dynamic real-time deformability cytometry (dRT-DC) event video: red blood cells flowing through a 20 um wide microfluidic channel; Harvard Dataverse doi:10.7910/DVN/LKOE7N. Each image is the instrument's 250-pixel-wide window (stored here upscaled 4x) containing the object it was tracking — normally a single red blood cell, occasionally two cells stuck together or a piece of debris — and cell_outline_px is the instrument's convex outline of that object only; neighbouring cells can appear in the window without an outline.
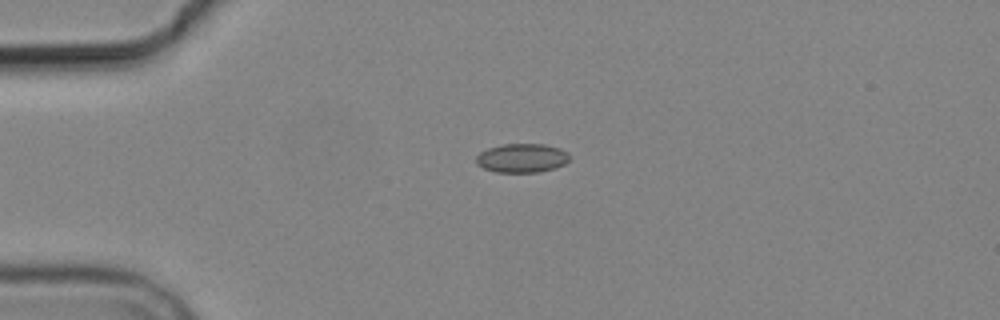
{"species": "common noctule bat (a hibernating species)", "species_latin": "Nyctalus noctula", "temperature_condition": "cold", "stored_images_in_passage": 3, "camera_frame_rate_fps": 3000, "um_per_image_px": 0.085, "animal": {"sex": "male", "body_mass_g": 19.2, "forearm_length_mm": 51.8}, "frame": {"image": 1, "passage_image": 1, "time_ms": 0.0, "image_size_px": [1000, 320], "cell_outline_px": [[568, 160], [564, 164], [556, 168], [540, 172], [496, 172], [484, 168], [476, 164], [476, 156], [480, 152], [488, 148], [504, 144], [544, 144], [560, 148], [568, 152]], "centroid_in_image_um": [44.36, 13.43], "position_along_channel_um": 40.6, "area_um2": 15.78}}
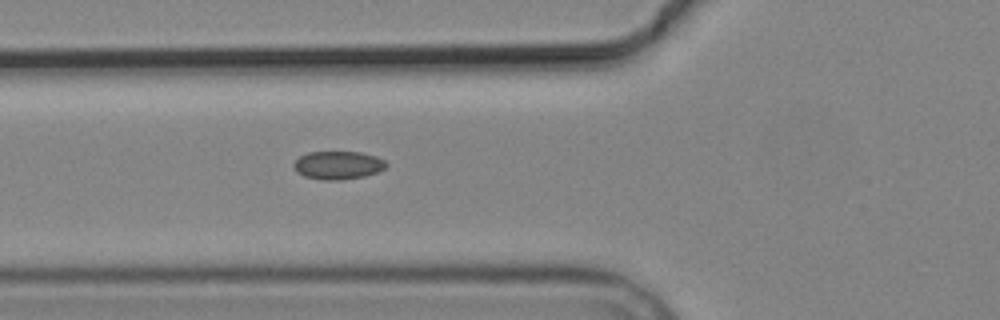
{"frame": {"image": 2, "passage_image": 3, "time_ms": 2.333, "image_size_px": [1000, 320], "cell_outline_px": [[388, 164], [380, 172], [364, 176], [340, 180], [320, 180], [304, 176], [296, 172], [292, 168], [292, 164], [300, 156], [308, 152], [360, 152], [376, 156], [384, 160]], "centroid_in_image_um": [28.71, 14.05], "position_along_channel_um": 97.1, "area_um2": 15.37}}